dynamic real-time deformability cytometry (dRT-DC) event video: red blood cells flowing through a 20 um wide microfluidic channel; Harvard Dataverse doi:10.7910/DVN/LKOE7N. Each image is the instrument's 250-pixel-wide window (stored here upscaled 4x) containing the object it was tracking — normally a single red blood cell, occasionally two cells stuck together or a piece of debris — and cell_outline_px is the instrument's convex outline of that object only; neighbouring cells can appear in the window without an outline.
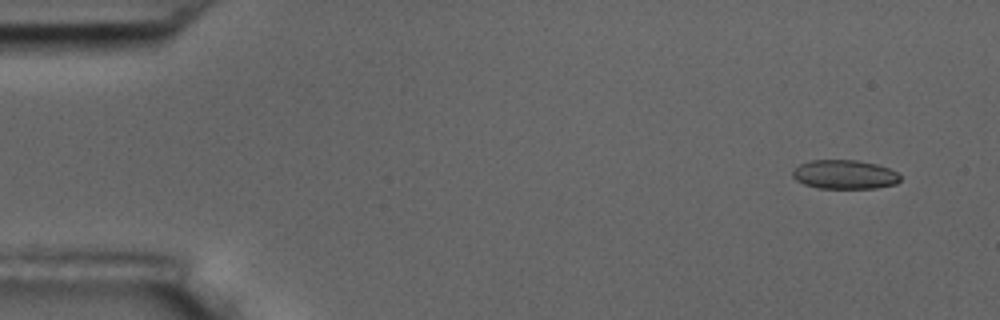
{"species": "common noctule bat (a hibernating species)", "species_latin": "Nyctalus noctula", "temperature_condition": "room temperature", "stored_images_in_passage": 5, "camera_frame_rate_fps": 3000, "um_per_image_px": 0.085, "animal": {"sex": "male", "body_mass_g": 17.5, "forearm_length_mm": 52.3}, "frame": {"image": 1, "passage_image": 2, "time_ms": 1.0, "image_size_px": [1000, 320], "cell_outline_px": [[900, 180], [896, 184], [876, 188], [816, 188], [804, 184], [796, 180], [792, 176], [792, 168], [800, 164], [812, 160], [856, 160], [876, 164], [888, 168], [896, 172], [900, 176]], "centroid_in_image_um": [71.76, 14.83], "position_along_channel_um": 13.2, "area_um2": 18.26}}
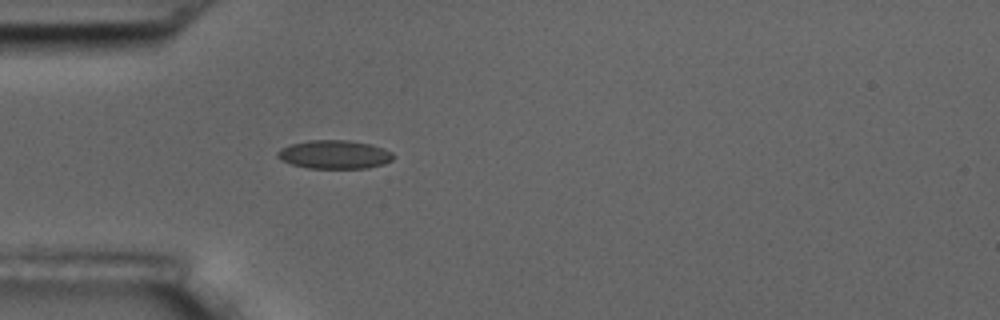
{"frame": {"image": 2, "passage_image": 5, "time_ms": 5.333, "image_size_px": [1000, 320], "cell_outline_px": [[396, 156], [392, 160], [384, 164], [368, 168], [308, 168], [292, 164], [280, 160], [276, 156], [276, 152], [280, 148], [292, 144], [308, 140], [348, 140], [372, 144], [384, 148], [392, 152]], "centroid_in_image_um": [28.45, 13.13], "position_along_channel_um": 56.6, "area_um2": 19.48}}